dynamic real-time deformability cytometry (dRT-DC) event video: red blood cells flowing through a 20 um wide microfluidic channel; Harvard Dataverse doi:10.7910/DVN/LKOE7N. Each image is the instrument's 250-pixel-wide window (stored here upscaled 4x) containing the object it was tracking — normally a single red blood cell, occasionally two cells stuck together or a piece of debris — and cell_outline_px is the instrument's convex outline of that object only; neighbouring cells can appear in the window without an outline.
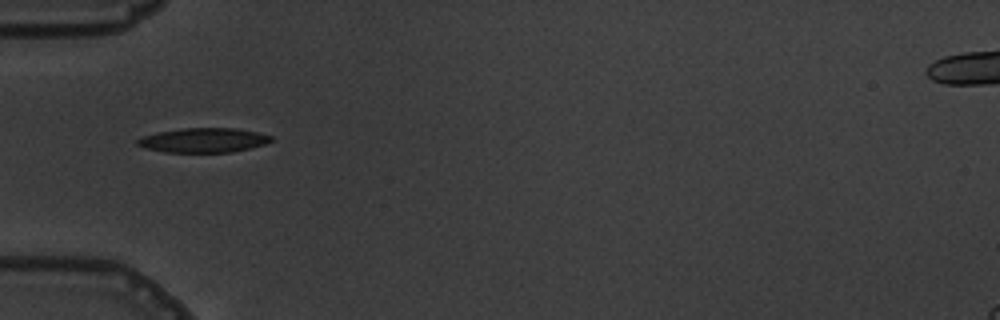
{"species": "common noctule bat (a hibernating species)", "species_latin": "Nyctalus noctula", "temperature_condition": "warm", "stored_images_in_passage": 8, "camera_frame_rate_fps": 3000, "um_per_image_px": 0.085, "animal": {"sex": "male", "body_mass_g": 19.5, "forearm_length_mm": 54.6}, "frame": {"image": 1, "passage_image": 5, "time_ms": 5.667, "image_size_px": [1000, 320], "cell_outline_px": [[276, 140], [264, 144], [232, 152], [164, 152], [148, 148], [136, 144], [136, 140], [144, 136], [156, 132], [180, 128], [236, 128], [256, 132], [272, 136]], "centroid_in_image_um": [17.31, 11.91], "position_along_channel_um": 67.7, "area_um2": 19.02}}